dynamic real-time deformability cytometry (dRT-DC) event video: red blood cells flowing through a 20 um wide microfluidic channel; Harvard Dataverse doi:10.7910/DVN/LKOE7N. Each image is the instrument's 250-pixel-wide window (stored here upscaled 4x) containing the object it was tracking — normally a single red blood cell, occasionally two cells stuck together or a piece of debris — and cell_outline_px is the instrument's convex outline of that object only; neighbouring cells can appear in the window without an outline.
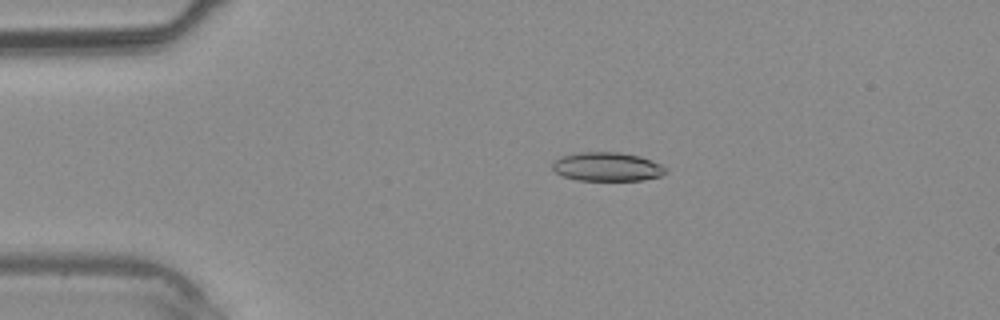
{"species": "common noctule bat (a hibernating species)", "species_latin": "Nyctalus noctula", "temperature_condition": "warm", "stored_images_in_passage": 36, "camera_frame_rate_fps": 3000, "um_per_image_px": 0.085, "animal": {"sex": "male", "body_mass_g": 20.4}, "frame": {"image": 1, "passage_image": 8, "time_ms": 2.333, "image_size_px": [1000, 320], "cell_outline_px": [[668, 172], [660, 176], [644, 180], [576, 180], [564, 176], [556, 172], [552, 168], [552, 164], [560, 156], [580, 152], [620, 152], [640, 156], [652, 160], [668, 168]], "centroid_in_image_um": [51.64, 14.17], "position_along_channel_um": 33.4, "area_um2": 19.13}}
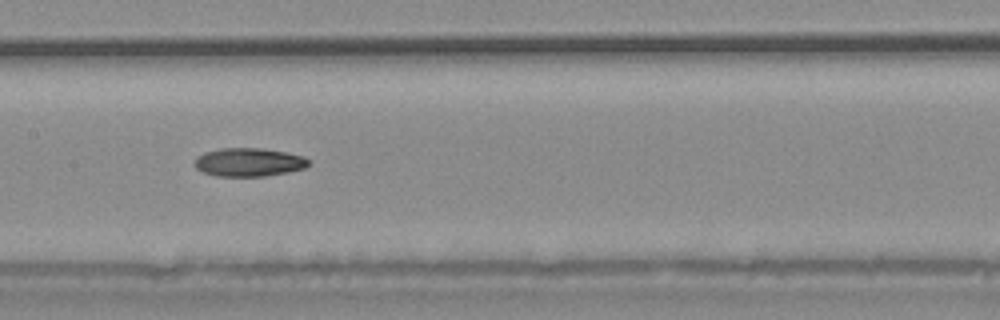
{"frame": {"image": 2, "passage_image": 19, "time_ms": 6.0, "image_size_px": [1000, 320], "cell_outline_px": [[312, 164], [304, 168], [288, 172], [264, 176], [216, 176], [204, 172], [196, 168], [192, 164], [196, 156], [204, 152], [220, 148], [260, 148], [284, 152], [304, 156]], "centroid_in_image_um": [21.12, 13.78], "position_along_channel_um": 186.3, "area_um2": 19.02}}
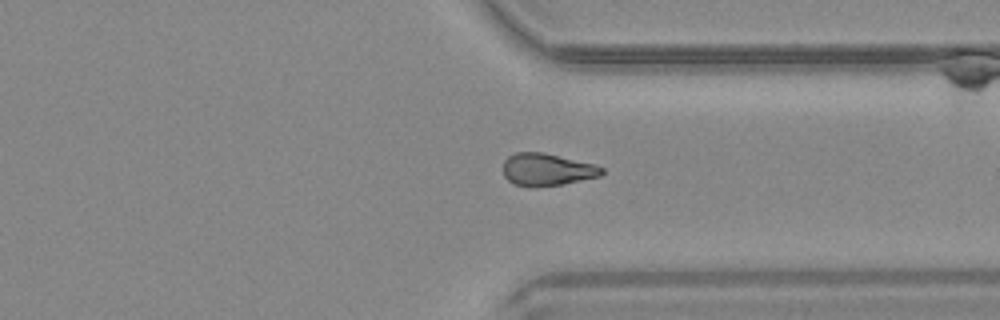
{"frame": {"image": 3, "passage_image": 29, "time_ms": 9.333, "image_size_px": [1000, 320], "cell_outline_px": [[604, 172], [600, 176], [564, 184], [532, 188], [512, 184], [504, 176], [504, 160], [508, 156], [516, 152], [544, 152], [596, 164], [604, 168]], "centroid_in_image_um": [46.5, 14.42], "position_along_channel_um": 364.9, "area_um2": 18.96}}